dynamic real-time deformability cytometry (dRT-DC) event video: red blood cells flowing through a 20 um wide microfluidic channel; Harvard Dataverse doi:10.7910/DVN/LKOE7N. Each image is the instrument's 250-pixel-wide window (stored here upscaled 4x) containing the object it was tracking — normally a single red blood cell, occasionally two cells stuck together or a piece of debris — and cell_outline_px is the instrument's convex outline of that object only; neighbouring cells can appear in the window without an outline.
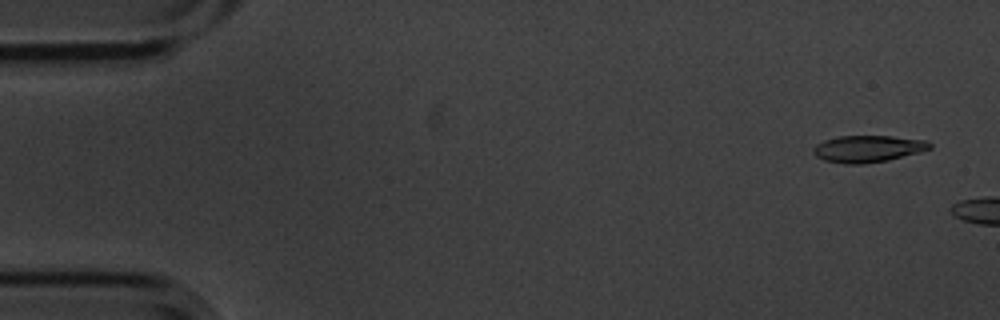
{"species": "common noctule bat (a hibernating species)", "species_latin": "Nyctalus noctula", "temperature_condition": "cold", "stored_images_in_passage": 2, "camera_frame_rate_fps": 3000, "um_per_image_px": 0.085, "animal": {"sex": "male", "body_mass_g": 20.1, "forearm_length_mm": 53.5}, "frame": {"image": 1, "passage_image": 1, "time_ms": 0.0, "image_size_px": [1000, 320], "cell_outline_px": [[932, 148], [920, 152], [888, 160], [864, 164], [844, 164], [824, 160], [816, 156], [812, 152], [812, 148], [816, 144], [824, 140], [840, 136], [892, 136], [928, 140], [932, 144]], "centroid_in_image_um": [73.78, 12.64], "position_along_channel_um": 11.2, "area_um2": 18.38}}